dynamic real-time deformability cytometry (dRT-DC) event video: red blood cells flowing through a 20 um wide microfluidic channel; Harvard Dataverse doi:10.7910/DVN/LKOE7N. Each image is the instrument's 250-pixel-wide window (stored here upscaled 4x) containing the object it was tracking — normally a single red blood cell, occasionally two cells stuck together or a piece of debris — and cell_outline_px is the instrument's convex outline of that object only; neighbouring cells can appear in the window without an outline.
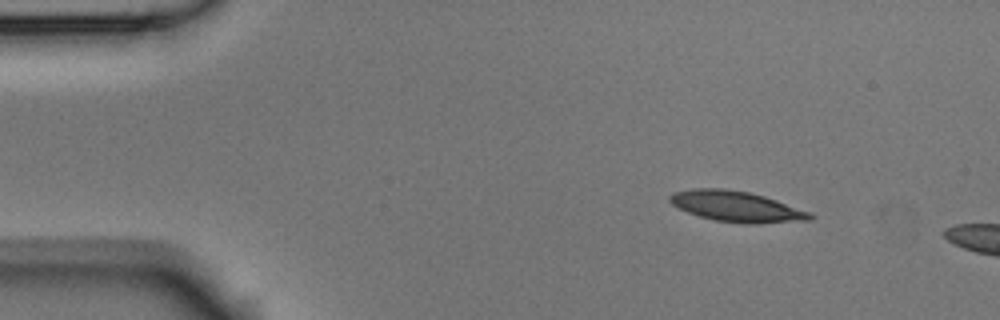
{"species": "Egyptian fruit bat (a non-hibernating species)", "species_latin": "Rousettus aegyptiacus", "temperature_condition": "room temperature", "stored_images_in_passage": 2, "camera_frame_rate_fps": 3000, "um_per_image_px": 0.085, "animal": {"sex": "male"}, "frame": {"image": 1, "passage_image": 1, "time_ms": 0.0, "image_size_px": [1000, 320], "cell_outline_px": [[816, 216], [812, 220], [756, 224], [744, 224], [716, 220], [700, 216], [688, 212], [672, 204], [668, 200], [668, 196], [676, 192], [692, 188], [724, 188], [748, 192], [764, 196], [812, 212]], "centroid_in_image_um": [62.66, 17.56], "position_along_channel_um": 22.3, "area_um2": 25.14}}